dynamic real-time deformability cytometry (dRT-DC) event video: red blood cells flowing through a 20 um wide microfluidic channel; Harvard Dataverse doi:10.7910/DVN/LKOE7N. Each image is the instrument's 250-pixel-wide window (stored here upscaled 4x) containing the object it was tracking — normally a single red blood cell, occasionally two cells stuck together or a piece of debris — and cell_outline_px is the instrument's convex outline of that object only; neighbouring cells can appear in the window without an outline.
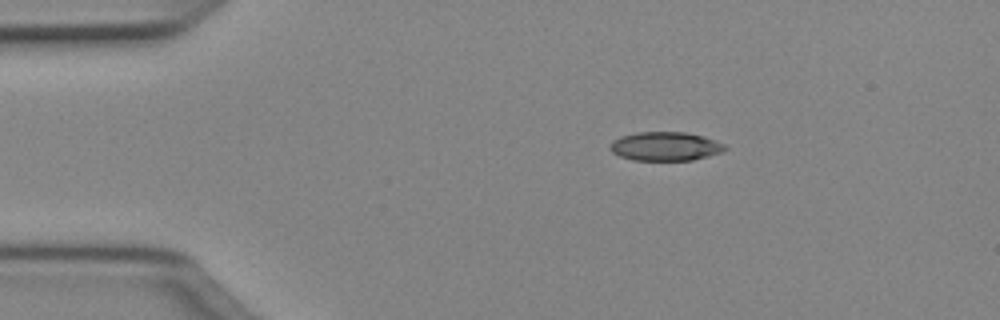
{"species": "Egyptian fruit bat (a non-hibernating species)", "species_latin": "Rousettus aegyptiacus", "temperature_condition": "cold", "stored_images_in_passage": 42, "camera_frame_rate_fps": 3000, "um_per_image_px": 0.085, "animal": {"sex": "female"}, "frame": {"image": 1, "passage_image": 1, "time_ms": 0.0, "image_size_px": [1000, 320], "cell_outline_px": [[728, 148], [724, 152], [692, 160], [632, 160], [620, 156], [612, 152], [608, 148], [608, 144], [612, 140], [620, 136], [636, 132], [684, 132], [704, 136], [716, 140], [724, 144]], "centroid_in_image_um": [56.54, 12.43], "position_along_channel_um": 28.5, "area_um2": 19.59}}
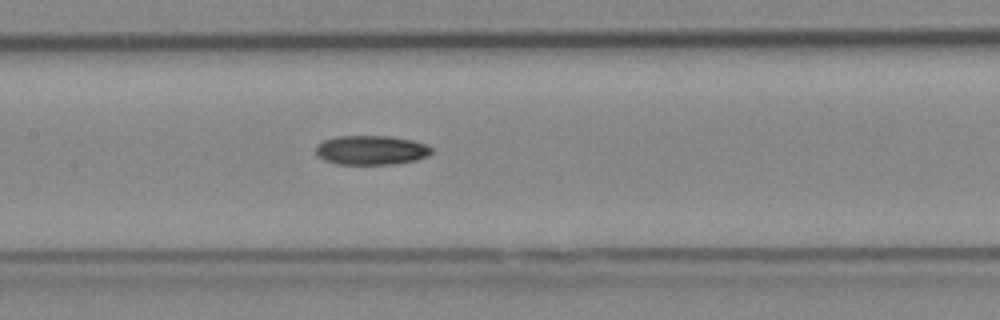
{"frame": {"image": 2, "passage_image": 16, "time_ms": 5.0, "image_size_px": [1000, 320], "cell_outline_px": [[436, 148], [428, 156], [416, 160], [396, 164], [336, 164], [324, 160], [316, 156], [316, 144], [324, 140], [336, 136], [392, 136], [412, 140], [428, 144]], "centroid_in_image_um": [31.58, 12.76], "position_along_channel_um": 175.8, "area_um2": 20.17}}
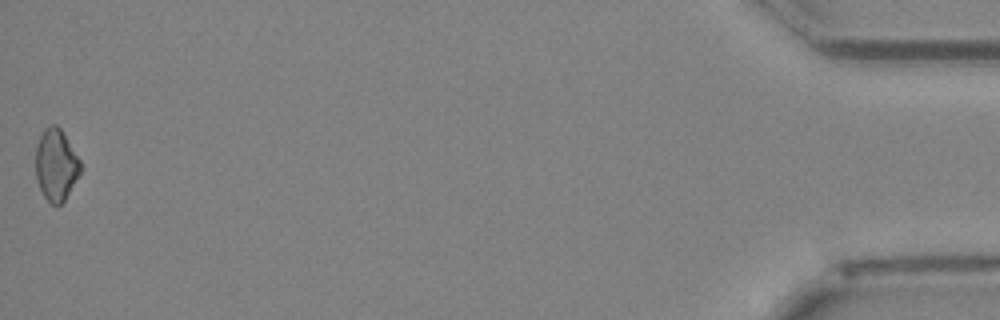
{"frame": {"image": 3, "passage_image": 42, "time_ms": 13.667, "image_size_px": [1000, 320], "cell_outline_px": [[80, 172], [64, 200], [60, 204], [52, 204], [44, 196], [36, 180], [36, 148], [40, 136], [44, 128], [52, 124], [56, 124], [60, 128], [80, 160]], "centroid_in_image_um": [4.74, 13.99], "position_along_channel_um": 430.5, "area_um2": 18.32}}